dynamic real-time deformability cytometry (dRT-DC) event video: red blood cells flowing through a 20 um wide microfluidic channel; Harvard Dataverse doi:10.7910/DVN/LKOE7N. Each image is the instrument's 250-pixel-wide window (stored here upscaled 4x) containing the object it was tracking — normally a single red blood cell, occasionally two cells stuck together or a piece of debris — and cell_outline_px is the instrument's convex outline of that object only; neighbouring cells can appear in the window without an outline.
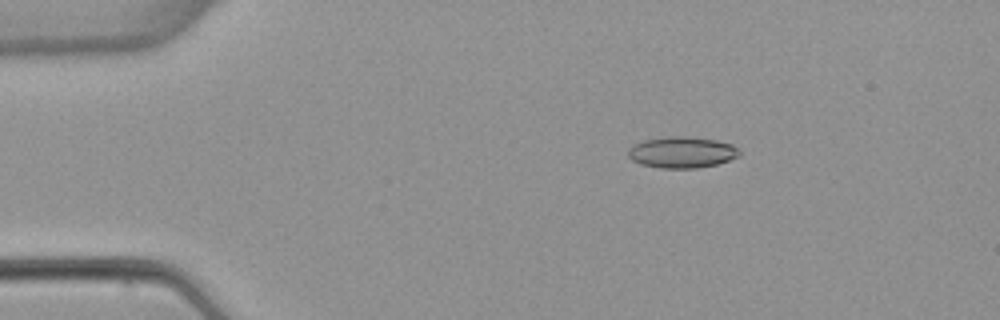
{"species": "common noctule bat (a hibernating species)", "species_latin": "Nyctalus noctula", "temperature_condition": "warm", "stored_images_in_passage": 5, "camera_frame_rate_fps": 3000, "um_per_image_px": 0.085, "animal": {"sex": "female", "body_mass_g": 22.7, "forearm_length_mm": 54.2}, "frame": {"image": 1, "passage_image": 3, "time_ms": 2.667, "image_size_px": [1000, 320], "cell_outline_px": [[740, 156], [716, 164], [696, 168], [660, 168], [640, 164], [632, 160], [628, 156], [628, 148], [632, 144], [644, 140], [668, 136], [688, 136], [716, 140], [732, 144], [740, 152]], "centroid_in_image_um": [57.93, 12.94], "position_along_channel_um": 27.1, "area_um2": 20.35}}
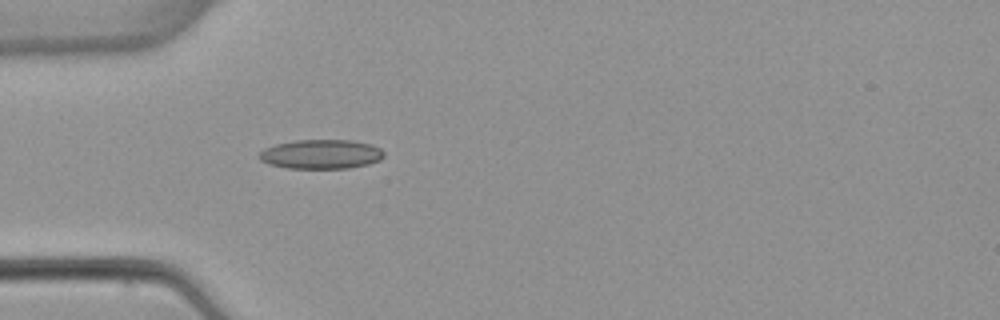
{"frame": {"image": 2, "passage_image": 5, "time_ms": 5.0, "image_size_px": [1000, 320], "cell_outline_px": [[384, 156], [380, 160], [368, 164], [348, 168], [288, 168], [268, 164], [260, 160], [256, 156], [264, 148], [276, 144], [296, 140], [352, 140], [372, 144], [380, 148], [384, 152]], "centroid_in_image_um": [27.28, 13.1], "position_along_channel_um": 57.7, "area_um2": 21.44}}